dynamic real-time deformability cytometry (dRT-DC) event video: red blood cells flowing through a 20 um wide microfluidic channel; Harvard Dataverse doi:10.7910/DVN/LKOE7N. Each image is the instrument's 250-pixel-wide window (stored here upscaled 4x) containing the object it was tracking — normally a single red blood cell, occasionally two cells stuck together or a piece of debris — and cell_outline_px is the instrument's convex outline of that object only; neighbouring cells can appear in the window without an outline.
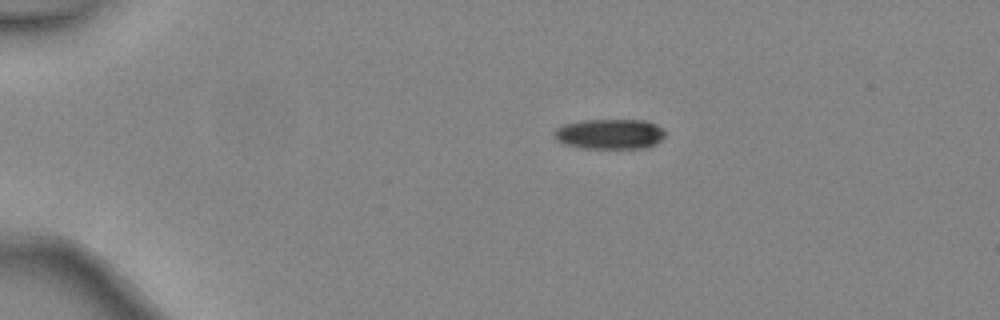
{"species": "common noctule bat (a hibernating species)", "species_latin": "Nyctalus noctula", "temperature_condition": "warm", "stored_images_in_passage": 38, "camera_frame_rate_fps": 3000, "um_per_image_px": 0.085, "animal": {"sex": "female", "body_mass_g": 24.6, "forearm_length_mm": 56.2}, "frame": {"image": 1, "passage_image": 1, "time_ms": 0.0, "image_size_px": [1000, 320], "cell_outline_px": [[664, 136], [656, 144], [648, 148], [580, 148], [564, 144], [556, 140], [552, 136], [552, 132], [556, 128], [564, 124], [584, 120], [648, 120], [656, 124], [664, 132]], "centroid_in_image_um": [51.79, 11.39], "position_along_channel_um": 33.2, "area_um2": 19.71}}
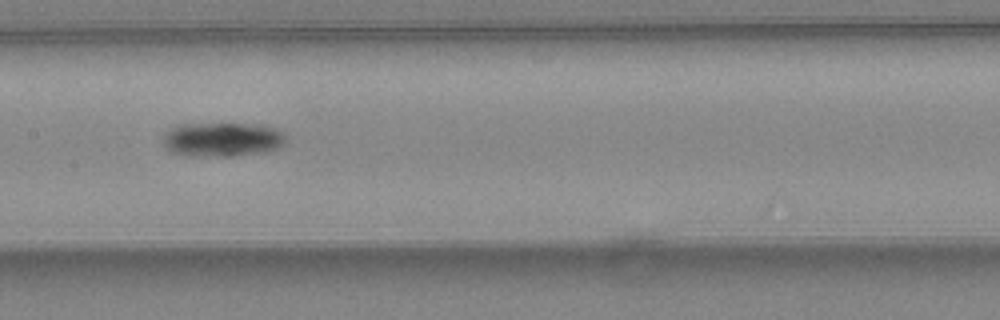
{"frame": {"image": 2, "passage_image": 16, "time_ms": 5.0, "image_size_px": [1000, 320], "cell_outline_px": [[288, 140], [280, 148], [268, 152], [236, 156], [184, 156], [172, 152], [164, 148], [164, 136], [168, 128], [180, 124], [264, 124], [276, 128], [284, 132]], "centroid_in_image_um": [18.95, 11.86], "position_along_channel_um": 188.4, "area_um2": 25.2}}
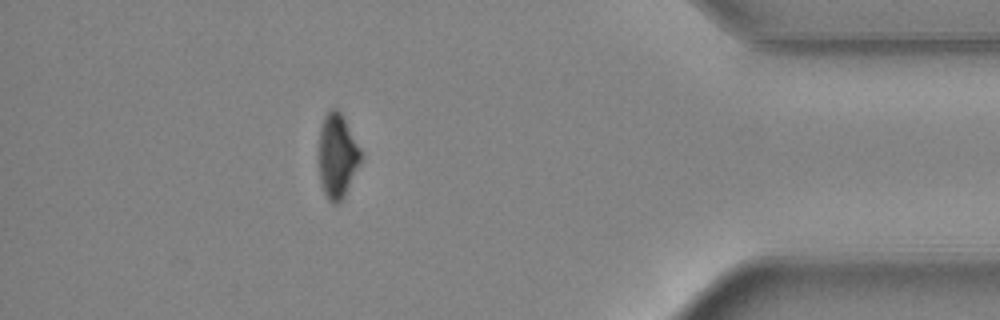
{"frame": {"image": 3, "passage_image": 33, "time_ms": 10.667, "image_size_px": [1000, 320], "cell_outline_px": [[364, 156], [340, 204], [332, 204], [328, 200], [324, 192], [320, 180], [320, 128], [324, 116], [332, 108], [336, 108], [340, 112], [360, 148]], "centroid_in_image_um": [28.69, 13.29], "position_along_channel_um": 406.5, "area_um2": 20.4}, "authors_computed_cell_mechanics": {"area_um2": 22.6287, "velocity_mm_per_s": 4.5068, "shape_relaxation_time_tau1_ms": 4.0727, "shape_relaxation_time_tau2_ms": null, "deformation_change_tau1": 0.1218, "deformation_change_tau2": null}}